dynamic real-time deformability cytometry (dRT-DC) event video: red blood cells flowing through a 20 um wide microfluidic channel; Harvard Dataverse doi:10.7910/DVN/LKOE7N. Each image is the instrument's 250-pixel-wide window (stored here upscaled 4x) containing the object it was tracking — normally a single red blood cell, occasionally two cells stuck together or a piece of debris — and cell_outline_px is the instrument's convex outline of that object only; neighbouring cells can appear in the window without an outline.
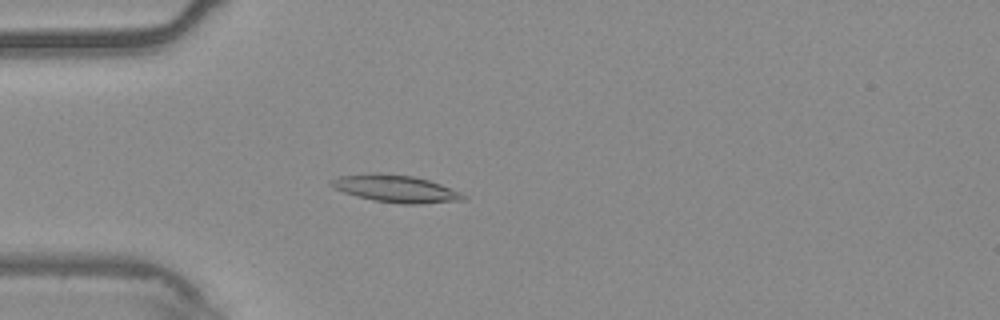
{"species": "common noctule bat (a hibernating species)", "species_latin": "Nyctalus noctula", "temperature_condition": "warm", "stored_images_in_passage": 54, "camera_frame_rate_fps": 3000, "um_per_image_px": 0.085, "animal": {"sex": "male", "body_mass_g": 20.4}, "frame": {"image": 1, "passage_image": 15, "time_ms": 4.667, "image_size_px": [1000, 320], "cell_outline_px": [[468, 196], [464, 200], [420, 204], [400, 204], [372, 200], [356, 196], [344, 192], [328, 184], [332, 180], [340, 176], [380, 172], [412, 176], [428, 180], [440, 184], [460, 192]], "centroid_in_image_um": [33.65, 16.04], "position_along_channel_um": 51.3, "area_um2": 20.92}}
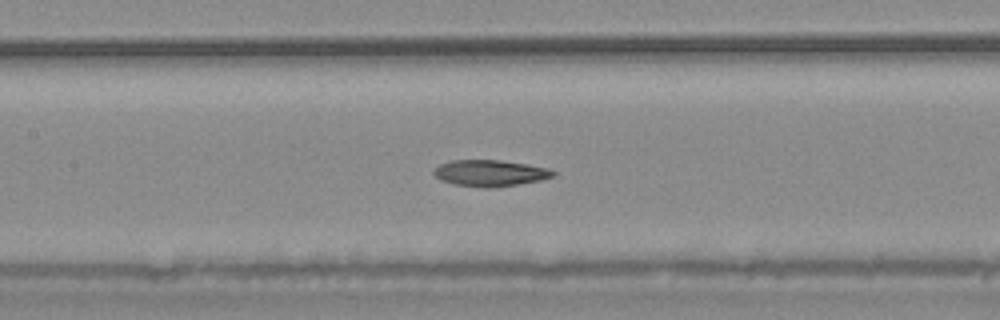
{"frame": {"image": 2, "passage_image": 25, "time_ms": 8.0, "image_size_px": [1000, 320], "cell_outline_px": [[556, 176], [540, 180], [492, 188], [484, 188], [456, 184], [440, 180], [432, 172], [440, 164], [452, 160], [500, 160], [528, 164], [548, 168], [556, 172]], "centroid_in_image_um": [41.68, 14.71], "position_along_channel_um": 165.7, "area_um2": 18.26}}
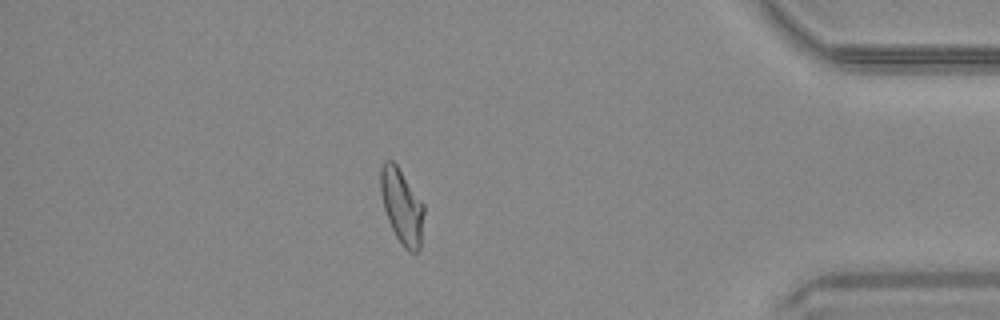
{"frame": {"image": 3, "passage_image": 47, "time_ms": 15.333, "image_size_px": [1000, 320], "cell_outline_px": [[424, 212], [420, 248], [416, 252], [408, 252], [404, 248], [396, 236], [388, 220], [384, 208], [380, 192], [380, 168], [384, 160], [392, 160], [396, 164], [424, 204]], "centroid_in_image_um": [34.15, 17.53], "position_along_channel_um": 401.1, "area_um2": 18.9}, "authors_computed_cell_mechanics": {"area_um2": 18.9006, "velocity_mm_per_s": 3.734, "shape_relaxation_time_tau1_ms": null, "shape_relaxation_time_tau2_ms": 4.9911, "deformation_change_tau1": null, "deformation_change_tau2": 0.1179}}